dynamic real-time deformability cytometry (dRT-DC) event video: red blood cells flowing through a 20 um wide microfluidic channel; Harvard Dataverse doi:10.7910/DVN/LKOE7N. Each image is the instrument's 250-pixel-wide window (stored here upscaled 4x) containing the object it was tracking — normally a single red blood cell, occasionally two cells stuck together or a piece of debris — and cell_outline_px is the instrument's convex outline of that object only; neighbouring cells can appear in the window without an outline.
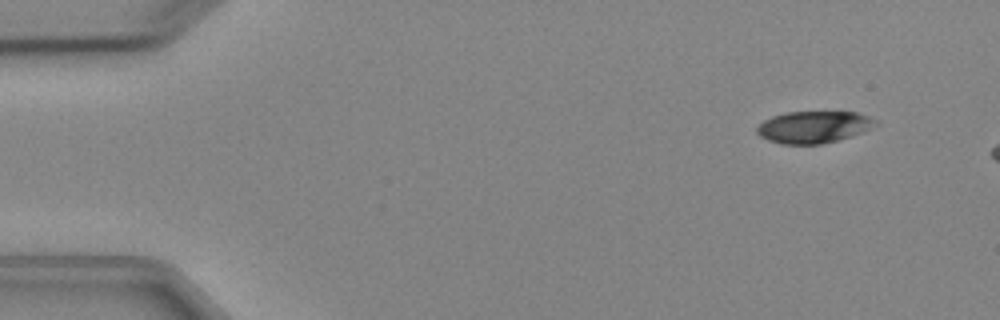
{"species": "Egyptian fruit bat (a non-hibernating species)", "species_latin": "Rousettus aegyptiacus", "temperature_condition": "cold", "stored_images_in_passage": 3, "camera_frame_rate_fps": 3000, "um_per_image_px": 0.085, "animal": {"sex": "female"}, "frame": {"image": 1, "passage_image": 1, "time_ms": 0.0, "image_size_px": [1000, 320], "cell_outline_px": [[880, 120], [872, 128], [852, 136], [820, 144], [784, 144], [768, 140], [760, 136], [756, 132], [756, 128], [764, 120], [772, 116], [788, 112], [856, 112]], "centroid_in_image_um": [69.18, 10.79], "position_along_channel_um": 15.8, "area_um2": 22.02}}